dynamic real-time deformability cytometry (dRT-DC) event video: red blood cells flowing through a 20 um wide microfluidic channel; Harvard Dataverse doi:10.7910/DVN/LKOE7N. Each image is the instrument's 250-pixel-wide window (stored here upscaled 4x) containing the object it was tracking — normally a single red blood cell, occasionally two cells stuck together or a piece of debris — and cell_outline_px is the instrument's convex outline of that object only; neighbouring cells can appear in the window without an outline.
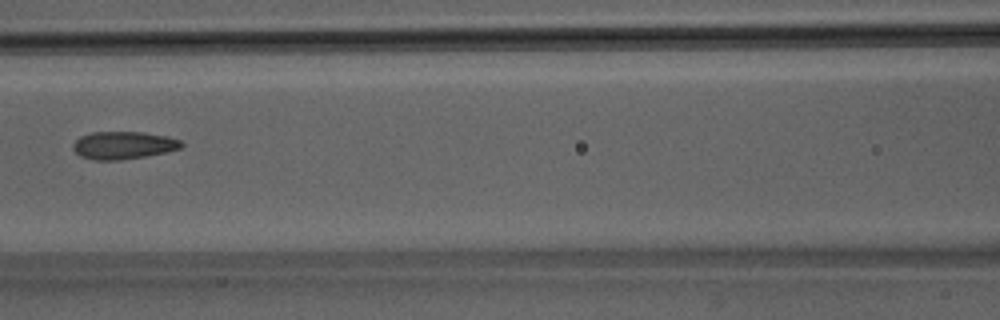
{"species": "Egyptian fruit bat (a non-hibernating species)", "species_latin": "Rousettus aegyptiacus", "temperature_condition": "room temperature", "stored_images_in_passage": 3, "camera_frame_rate_fps": 3000, "um_per_image_px": 0.085, "animal": {"sex": "male"}, "frame": {"image": 1, "passage_image": 3, "time_ms": 0.667, "image_size_px": [1000, 320], "cell_outline_px": [[184, 144], [180, 148], [168, 152], [120, 160], [96, 160], [80, 156], [72, 148], [72, 144], [80, 136], [92, 132], [144, 132], [168, 136], [180, 140]], "centroid_in_image_um": [10.49, 12.34], "position_along_channel_um": 156.1, "area_um2": 17.51}}